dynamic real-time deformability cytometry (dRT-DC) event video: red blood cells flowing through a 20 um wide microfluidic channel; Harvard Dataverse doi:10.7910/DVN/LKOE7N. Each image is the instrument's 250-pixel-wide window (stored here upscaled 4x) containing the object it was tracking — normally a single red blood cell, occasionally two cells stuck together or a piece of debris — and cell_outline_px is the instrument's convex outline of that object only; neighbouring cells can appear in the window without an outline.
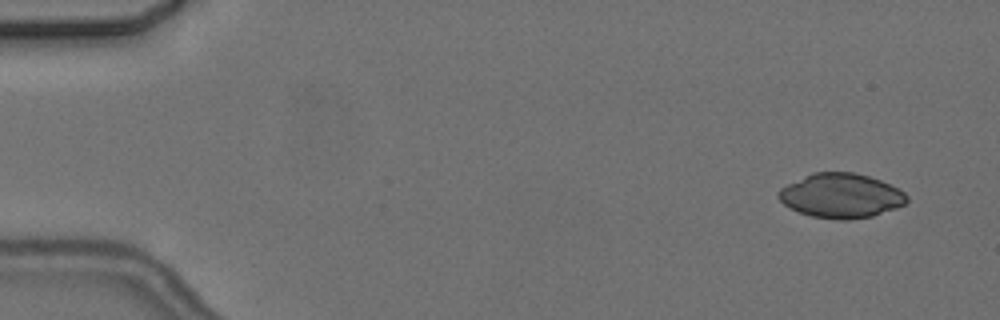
{"species": "common noctule bat (a hibernating species)", "species_latin": "Nyctalus noctula", "temperature_condition": "cold", "stored_images_in_passage": 8, "camera_frame_rate_fps": 3000, "um_per_image_px": 0.085, "animal": {"sex": "female", "body_mass_g": 24.6, "forearm_length_mm": 56.2}, "frame": {"image": 1, "passage_image": 2, "time_ms": 1.0, "image_size_px": [1000, 320], "cell_outline_px": [[908, 200], [904, 204], [896, 208], [872, 216], [848, 220], [840, 220], [812, 216], [800, 212], [784, 204], [776, 196], [776, 192], [780, 188], [812, 172], [856, 172], [880, 180], [904, 192], [908, 196]], "centroid_in_image_um": [71.47, 16.63], "position_along_channel_um": 13.5, "area_um2": 33.12}}